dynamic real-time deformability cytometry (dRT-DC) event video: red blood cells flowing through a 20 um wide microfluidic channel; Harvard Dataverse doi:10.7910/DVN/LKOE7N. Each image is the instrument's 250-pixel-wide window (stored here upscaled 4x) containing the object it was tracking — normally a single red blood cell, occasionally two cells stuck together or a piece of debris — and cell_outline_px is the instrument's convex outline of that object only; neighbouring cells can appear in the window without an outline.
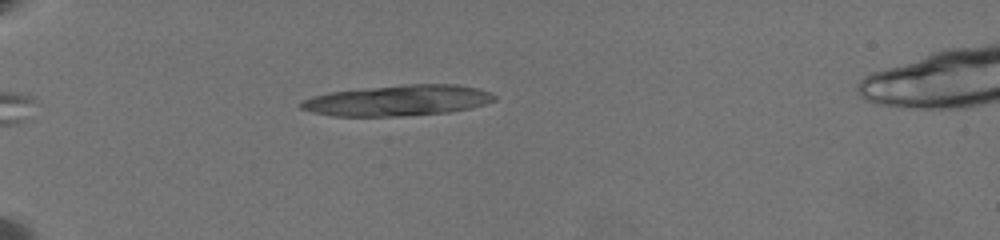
{"species": "common noctule bat (a hibernating species)", "species_latin": "Nyctalus noctula", "temperature_condition": "warm", "stored_images_in_passage": 54, "camera_frame_rate_fps": 3000, "um_per_image_px": 0.085, "animal": {"sex": "female", "body_mass_g": 19.5, "forearm_length_mm": 54.1}, "frame": {"image": 1, "passage_image": 10, "time_ms": 3.0, "image_size_px": [1000, 240], "cell_outline_px": [[496, 100], [484, 104], [468, 108], [448, 112], [400, 116], [336, 116], [312, 112], [300, 108], [296, 104], [300, 100], [312, 96], [328, 92], [408, 84], [456, 84], [476, 88], [488, 92], [496, 96]], "centroid_in_image_um": [33.75, 8.54], "position_along_channel_um": 51.2, "area_um2": 34.56}}
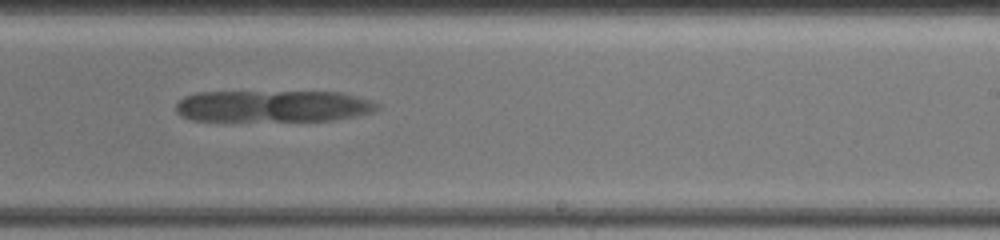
{"frame": {"image": 2, "passage_image": 33, "time_ms": 10.667, "image_size_px": [1000, 240], "cell_outline_px": [[380, 104], [372, 112], [356, 116], [332, 120], [192, 120], [180, 116], [176, 112], [176, 104], [184, 96], [196, 92], [340, 92], [368, 100]], "centroid_in_image_um": [23.15, 9.01], "position_along_channel_um": 265.8, "area_um2": 36.88}}
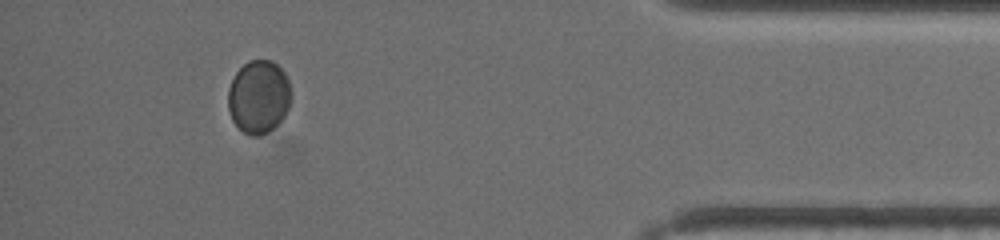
{"frame": {"image": 3, "passage_image": 50, "time_ms": 16.333, "image_size_px": [1000, 240], "cell_outline_px": [[288, 108], [284, 116], [272, 128], [256, 136], [252, 136], [244, 132], [232, 120], [228, 108], [228, 88], [236, 72], [248, 60], [272, 60], [284, 72], [288, 80]], "centroid_in_image_um": [21.94, 8.2], "position_along_channel_um": 413.3, "area_um2": 26.3}}